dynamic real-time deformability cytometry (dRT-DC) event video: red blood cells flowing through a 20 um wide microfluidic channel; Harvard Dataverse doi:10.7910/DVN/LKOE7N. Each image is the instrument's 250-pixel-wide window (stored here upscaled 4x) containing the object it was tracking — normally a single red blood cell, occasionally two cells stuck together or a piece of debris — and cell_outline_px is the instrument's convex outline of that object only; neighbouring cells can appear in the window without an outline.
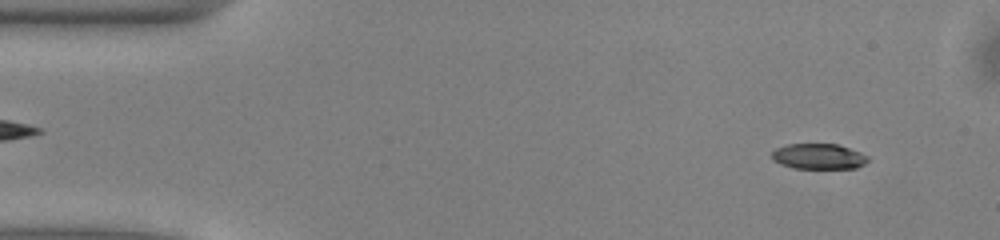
{"species": "common noctule bat (a hibernating species)", "species_latin": "Nyctalus noctula", "temperature_condition": "warm", "stored_images_in_passage": 51, "camera_frame_rate_fps": 3000, "um_per_image_px": 0.085, "animal": {"sex": "male", "body_mass_g": 13.0, "forearm_length_mm": 53.1}, "frame": {"image": 1, "passage_image": 5, "time_ms": 1.333, "image_size_px": [1000, 240], "cell_outline_px": [[868, 160], [864, 164], [856, 168], [792, 168], [780, 164], [772, 160], [772, 152], [776, 148], [788, 144], [836, 144], [860, 152], [868, 156]], "centroid_in_image_um": [69.56, 13.3], "position_along_channel_um": 15.4, "area_um2": 14.22}}
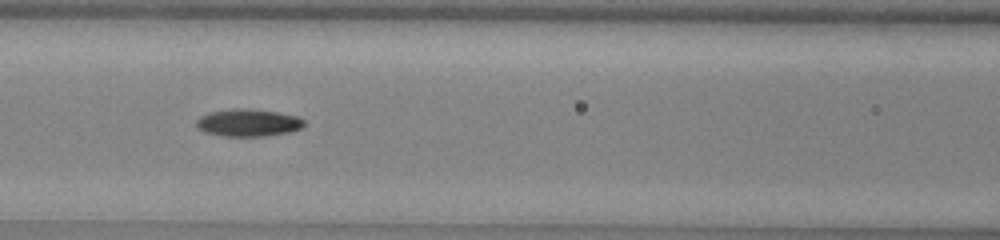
{"frame": {"image": 2, "passage_image": 22, "time_ms": 7.0, "image_size_px": [1000, 240], "cell_outline_px": [[304, 124], [300, 128], [288, 132], [264, 136], [224, 136], [204, 132], [196, 128], [196, 120], [200, 116], [208, 112], [232, 108], [248, 108], [276, 112], [296, 116], [304, 120]], "centroid_in_image_um": [21.03, 10.42], "position_along_channel_um": 145.6, "area_um2": 17.22}}
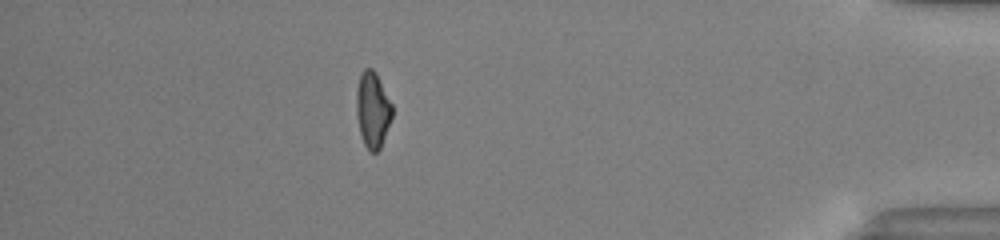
{"frame": {"image": 3, "passage_image": 45, "time_ms": 14.667, "image_size_px": [1000, 240], "cell_outline_px": [[392, 116], [380, 148], [376, 152], [368, 152], [360, 136], [356, 116], [356, 88], [360, 72], [364, 68], [372, 68], [376, 72], [392, 104]], "centroid_in_image_um": [31.64, 9.32], "position_along_channel_um": 403.6, "area_um2": 16.07}, "authors_computed_cell_mechanics": {"area_um2": 16.0684, "velocity_mm_per_s": 4.0414, "shape_relaxation_time_tau1_ms": 3.7857, "shape_relaxation_time_tau2_ms": null, "deformation_change_tau1": 0.1461, "deformation_change_tau2": null}}